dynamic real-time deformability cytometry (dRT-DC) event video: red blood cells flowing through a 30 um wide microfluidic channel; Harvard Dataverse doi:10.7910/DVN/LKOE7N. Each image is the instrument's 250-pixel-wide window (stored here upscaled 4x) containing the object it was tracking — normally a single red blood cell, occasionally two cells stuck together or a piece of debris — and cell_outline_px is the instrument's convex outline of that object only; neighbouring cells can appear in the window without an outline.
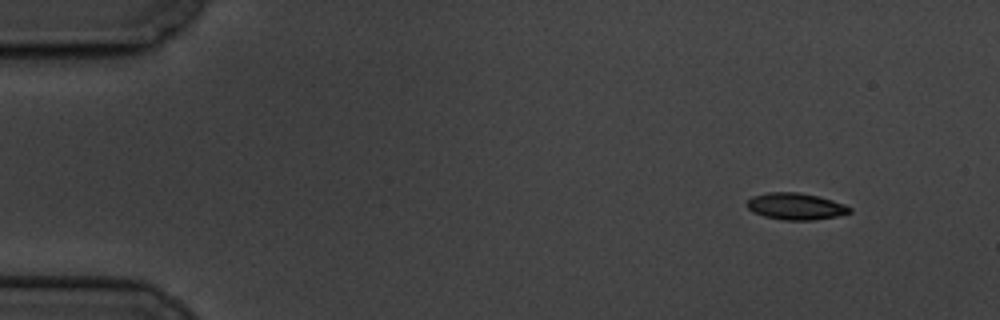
{"species": "common noctule bat (a hibernating species)", "species_latin": "Nyctalus noctula", "temperature_condition": "cold", "stored_images_in_passage": 10, "camera_frame_rate_fps": 3000, "um_per_image_px": 0.085, "animal": {"sex": "male", "body_mass_g": 19.5, "forearm_length_mm": 54.6}, "frame": {"image": 1, "passage_image": 1, "time_ms": 0.0, "image_size_px": [1000, 320], "cell_outline_px": [[852, 212], [836, 216], [812, 220], [780, 220], [764, 216], [752, 212], [744, 204], [752, 196], [768, 192], [800, 192], [832, 200], [844, 204], [852, 208]], "centroid_in_image_um": [67.59, 17.54], "position_along_channel_um": 17.4, "area_um2": 16.07}}
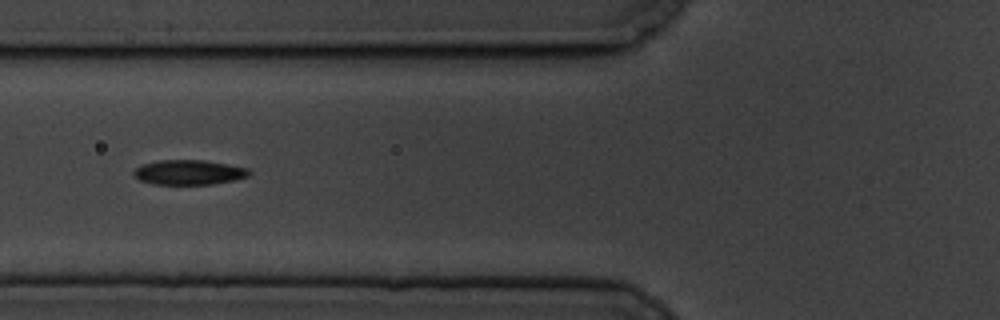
{"frame": {"image": 2, "passage_image": 6, "time_ms": 5.667, "image_size_px": [1000, 320], "cell_outline_px": [[252, 172], [248, 176], [232, 180], [212, 184], [152, 184], [140, 180], [132, 176], [132, 172], [140, 164], [160, 160], [204, 160], [228, 164], [248, 168]], "centroid_in_image_um": [16.01, 14.64], "position_along_channel_um": 109.8, "area_um2": 16.76}}
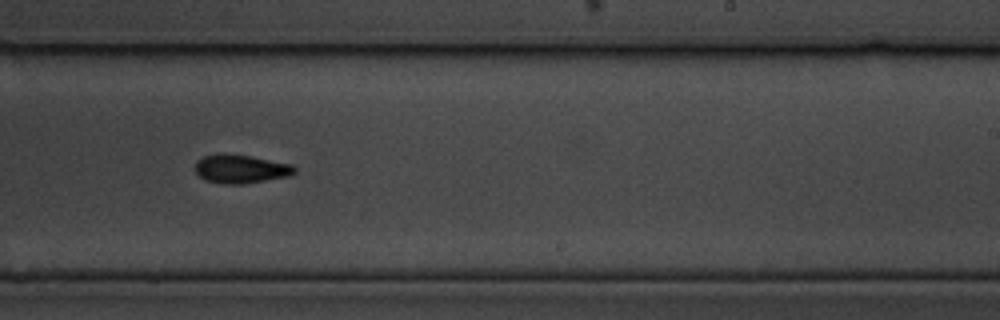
{"frame": {"image": 3, "passage_image": 10, "time_ms": 10.333, "image_size_px": [1000, 320], "cell_outline_px": [[296, 172], [292, 176], [244, 184], [224, 184], [204, 180], [196, 172], [196, 160], [204, 156], [220, 152], [224, 152], [252, 156], [292, 164], [296, 168]], "centroid_in_image_um": [20.48, 14.35], "position_along_channel_um": 268.5, "area_um2": 16.99}}